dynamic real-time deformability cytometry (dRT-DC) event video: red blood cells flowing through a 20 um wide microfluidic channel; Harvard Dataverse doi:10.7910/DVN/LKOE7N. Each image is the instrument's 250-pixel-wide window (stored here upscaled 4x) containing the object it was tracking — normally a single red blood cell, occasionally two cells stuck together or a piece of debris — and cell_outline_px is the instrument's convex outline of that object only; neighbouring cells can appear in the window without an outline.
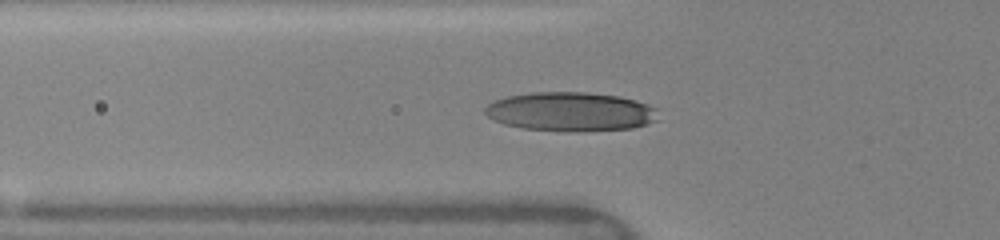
{"species": "human", "species_latin": "Homo sapiens", "temperature_condition": "warm", "stored_images_in_passage": 31, "camera_frame_rate_fps": 3000, "um_per_image_px": 0.085, "donor": {"sex": "female"}, "frame": {"image": 1, "passage_image": 2, "time_ms": 0.333, "image_size_px": [1000, 240], "cell_outline_px": [[660, 120], [632, 128], [520, 128], [504, 124], [492, 120], [484, 112], [484, 108], [492, 100], [508, 96], [532, 92], [588, 92], [620, 96], [636, 100], [648, 104], [656, 108]], "centroid_in_image_um": [48.49, 9.43], "position_along_channel_um": 77.3, "area_um2": 38.32}}
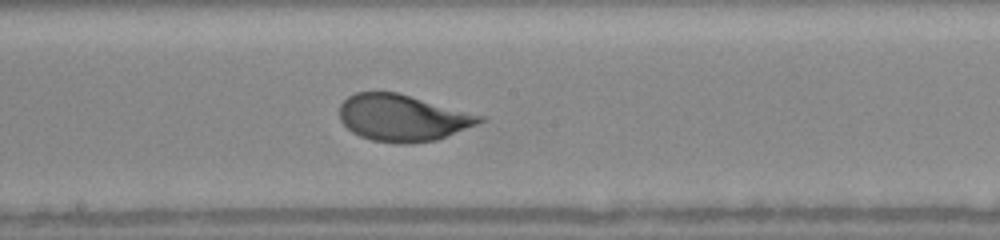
{"frame": {"image": 2, "passage_image": 12, "time_ms": 3.667, "image_size_px": [1000, 240], "cell_outline_px": [[484, 120], [476, 124], [436, 140], [412, 144], [400, 144], [372, 140], [360, 136], [352, 132], [340, 120], [340, 104], [348, 96], [356, 92], [396, 92], [484, 116]], "centroid_in_image_um": [34.18, 10.02], "position_along_channel_um": 214.0, "area_um2": 37.74}}
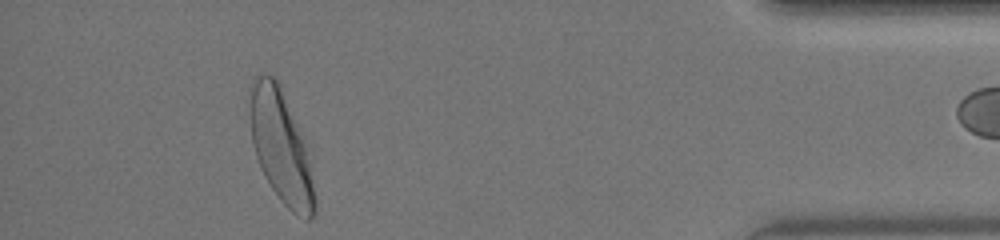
{"frame": {"image": 3, "passage_image": 30, "time_ms": 9.667, "image_size_px": [1000, 240], "cell_outline_px": [[316, 212], [312, 220], [308, 220], [296, 216], [280, 200], [264, 176], [256, 156], [252, 140], [248, 112], [248, 88], [252, 80], [256, 76], [272, 76], [280, 84], [312, 160], [316, 196]], "centroid_in_image_um": [23.9, 12.51], "position_along_channel_um": 411.3, "area_um2": 43.35}}